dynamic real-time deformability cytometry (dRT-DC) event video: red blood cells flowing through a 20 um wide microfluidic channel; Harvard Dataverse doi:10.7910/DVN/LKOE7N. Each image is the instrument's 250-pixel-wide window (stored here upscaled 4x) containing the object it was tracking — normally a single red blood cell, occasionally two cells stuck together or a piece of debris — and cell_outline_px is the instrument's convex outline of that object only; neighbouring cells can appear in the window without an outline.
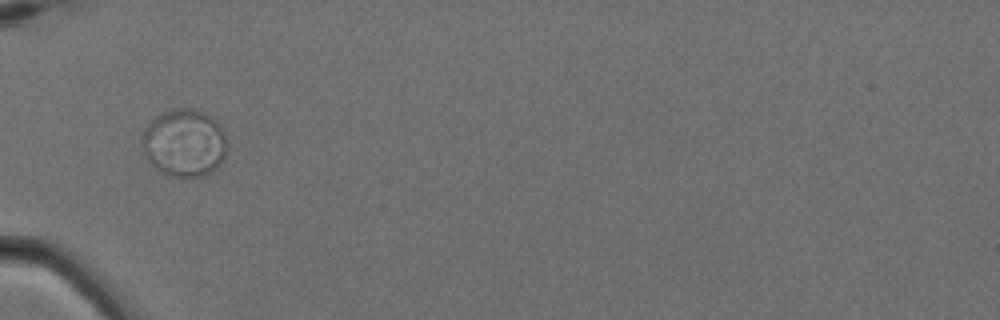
{"species": "Egyptian fruit bat (a non-hibernating species)", "species_latin": "Rousettus aegyptiacus", "temperature_condition": "cold", "stored_images_in_passage": 15, "camera_frame_rate_fps": 3000, "um_per_image_px": 0.085, "animal": {"sex": "female"}, "frame": {"image": 1, "passage_image": 6, "time_ms": 1.667, "image_size_px": [1000, 320], "cell_outline_px": [[228, 152], [224, 160], [212, 172], [204, 176], [184, 180], [168, 176], [160, 172], [144, 156], [140, 144], [140, 136], [144, 128], [160, 112], [168, 108], [192, 108], [204, 112], [212, 116], [220, 124], [228, 140]], "centroid_in_image_um": [15.67, 12.17], "position_along_channel_um": 69.3, "area_um2": 35.14}}
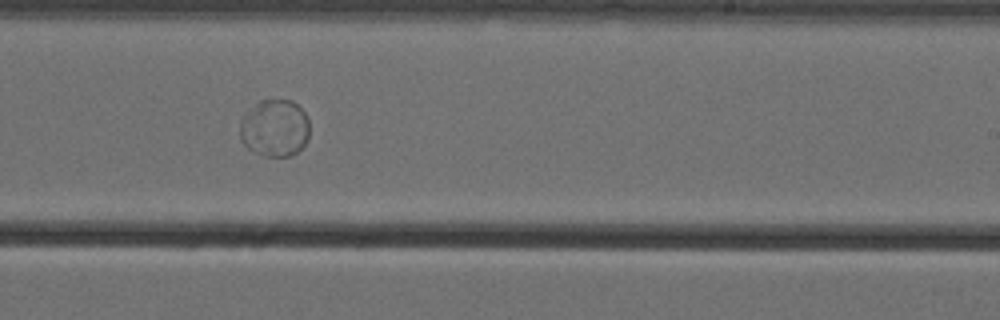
{"frame": {"image": 2, "passage_image": 11, "time_ms": 3.333, "image_size_px": [1000, 320], "cell_outline_px": [[308, 140], [292, 156], [264, 156], [248, 148], [240, 140], [240, 124], [244, 112], [260, 100], [272, 96], [292, 100], [308, 116]], "centroid_in_image_um": [23.33, 10.83], "position_along_channel_um": 265.7, "area_um2": 23.76}}
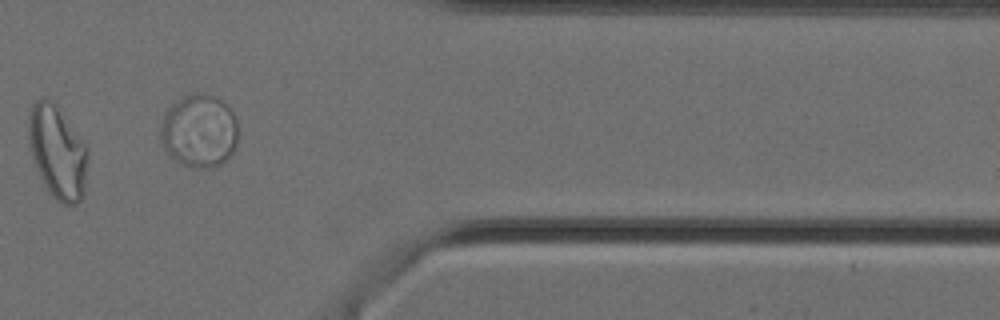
{"frame": {"image": 3, "passage_image": 14, "time_ms": 4.333, "image_size_px": [1000, 320], "cell_outline_px": [[236, 148], [228, 160], [212, 168], [188, 168], [180, 164], [164, 148], [160, 140], [160, 128], [164, 116], [168, 108], [172, 104], [184, 96], [212, 96], [220, 100], [236, 116]], "centroid_in_image_um": [16.93, 11.21], "position_along_channel_um": 394.5, "area_um2": 32.71}}